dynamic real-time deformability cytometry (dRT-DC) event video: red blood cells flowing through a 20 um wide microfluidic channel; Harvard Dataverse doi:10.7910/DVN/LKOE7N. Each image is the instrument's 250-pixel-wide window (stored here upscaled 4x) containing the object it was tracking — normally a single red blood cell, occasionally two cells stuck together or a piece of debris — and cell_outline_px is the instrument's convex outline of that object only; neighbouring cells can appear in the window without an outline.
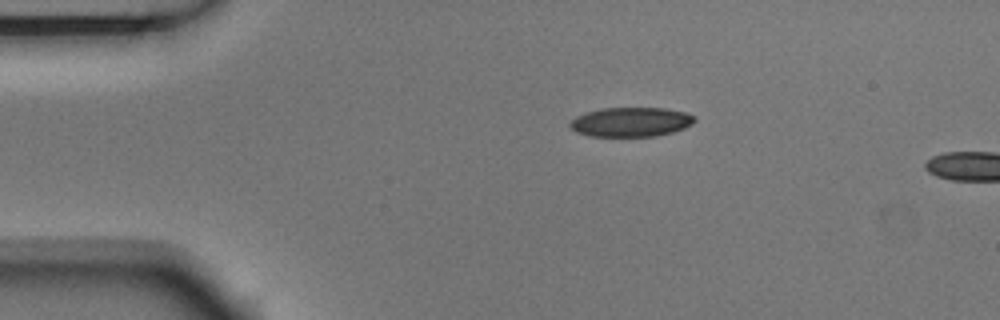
{"species": "Egyptian fruit bat (a non-hibernating species)", "species_latin": "Rousettus aegyptiacus", "temperature_condition": "room temperature", "stored_images_in_passage": 3, "camera_frame_rate_fps": 3000, "um_per_image_px": 0.085, "animal": {"sex": "male"}, "frame": {"image": 1, "passage_image": 1, "time_ms": 0.0, "image_size_px": [1000, 320], "cell_outline_px": [[696, 120], [692, 124], [684, 128], [672, 132], [656, 136], [588, 136], [576, 132], [568, 124], [576, 116], [584, 112], [600, 108], [664, 108], [688, 112], [696, 116]], "centroid_in_image_um": [53.64, 10.36], "position_along_channel_um": 31.4, "area_um2": 21.56}}
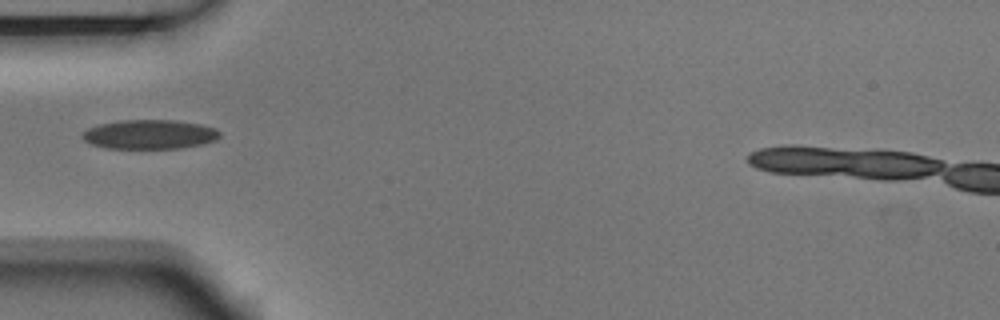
{"frame": {"image": 2, "passage_image": 3, "time_ms": 0.667, "image_size_px": [1000, 320], "cell_outline_px": [[220, 136], [216, 140], [200, 144], [180, 148], [108, 148], [92, 144], [84, 140], [80, 136], [88, 128], [96, 124], [120, 120], [176, 120], [200, 124], [216, 128], [220, 132]], "centroid_in_image_um": [12.71, 11.41], "position_along_channel_um": 72.3, "area_um2": 23.47}}